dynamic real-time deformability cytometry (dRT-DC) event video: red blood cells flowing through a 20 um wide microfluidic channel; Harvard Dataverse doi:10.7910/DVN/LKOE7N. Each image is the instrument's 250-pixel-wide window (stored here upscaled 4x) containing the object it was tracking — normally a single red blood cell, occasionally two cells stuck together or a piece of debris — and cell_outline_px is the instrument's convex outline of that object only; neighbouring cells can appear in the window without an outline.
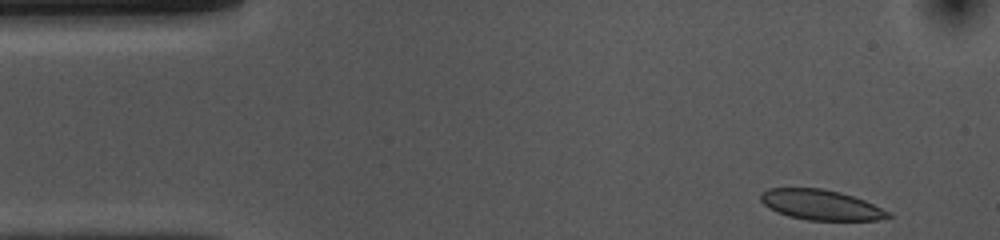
{"species": "common noctule bat (a hibernating species)", "species_latin": "Nyctalus noctula", "temperature_condition": "cold", "stored_images_in_passage": 39, "camera_frame_rate_fps": 3000, "um_per_image_px": 0.085, "animal": {"sex": "female", "body_mass_g": 10.0, "forearm_length_mm": 53.1}, "frame": {"image": 1, "passage_image": 1, "time_ms": 0.0, "image_size_px": [1000, 240], "cell_outline_px": [[892, 216], [876, 220], [808, 220], [788, 216], [776, 212], [764, 204], [760, 200], [760, 196], [768, 188], [820, 188], [840, 192], [864, 200], [892, 212]], "centroid_in_image_um": [69.79, 17.41], "position_along_channel_um": 15.2, "area_um2": 22.37}}
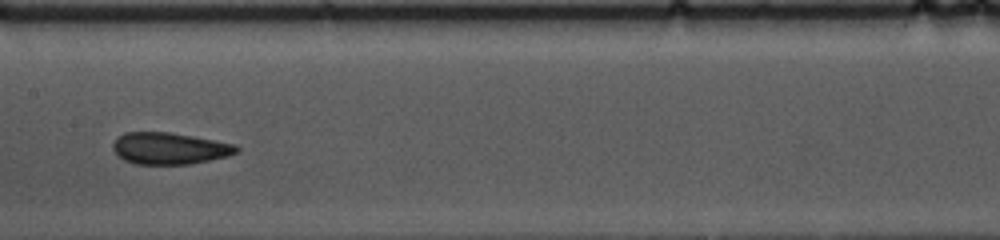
{"frame": {"image": 2, "passage_image": 22, "time_ms": 7.0, "image_size_px": [1000, 240], "cell_outline_px": [[240, 152], [228, 156], [188, 164], [136, 164], [124, 160], [112, 148], [112, 144], [116, 136], [124, 132], [168, 132], [192, 136], [236, 144], [240, 148]], "centroid_in_image_um": [14.41, 12.6], "position_along_channel_um": 193.0, "area_um2": 22.89}}
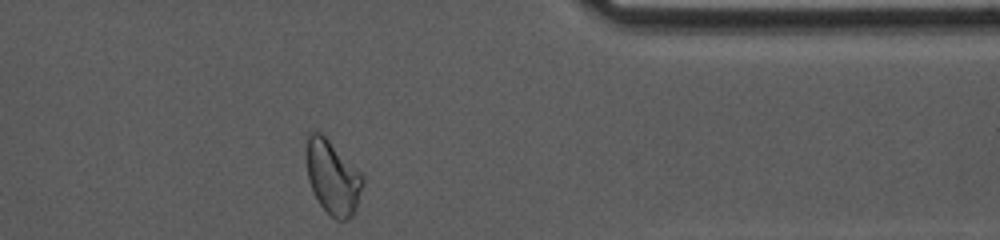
{"frame": {"image": 3, "passage_image": 39, "time_ms": 12.667, "image_size_px": [1000, 240], "cell_outline_px": [[364, 180], [356, 208], [352, 216], [348, 220], [336, 220], [320, 204], [308, 180], [308, 132], [320, 132], [364, 176]], "centroid_in_image_um": [28.31, 15.11], "position_along_channel_um": 383.1, "area_um2": 23.47}, "authors_computed_cell_mechanics": {"area_um2": 23.0044, "velocity_mm_per_s": 3.6885, "shape_relaxation_time_tau1_ms": 10.9995, "shape_relaxation_time_tau2_ms": 1.9657, "deformation_change_tau1": 0.1698, "deformation_change_tau2": 0.0775}}